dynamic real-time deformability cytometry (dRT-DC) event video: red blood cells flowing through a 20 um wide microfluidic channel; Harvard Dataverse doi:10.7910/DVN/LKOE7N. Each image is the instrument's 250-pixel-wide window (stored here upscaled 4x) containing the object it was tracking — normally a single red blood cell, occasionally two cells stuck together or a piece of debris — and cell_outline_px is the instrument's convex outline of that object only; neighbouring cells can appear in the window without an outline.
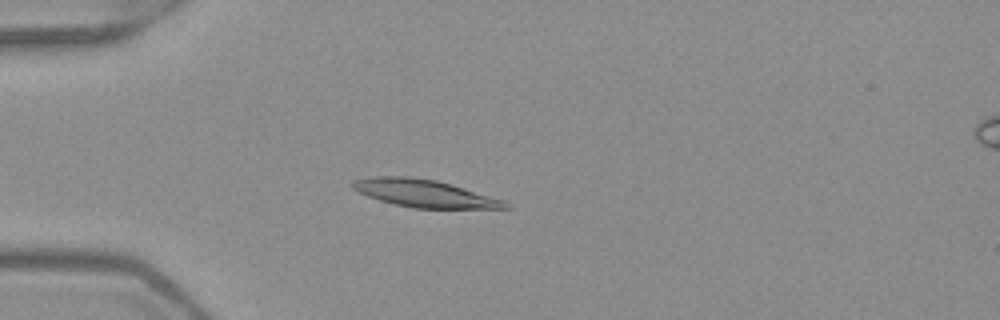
{"species": "Egyptian fruit bat (a non-hibernating species)", "species_latin": "Rousettus aegyptiacus", "temperature_condition": "warm", "stored_images_in_passage": 38, "camera_frame_rate_fps": 3000, "um_per_image_px": 0.085, "frame": {"image": 1, "passage_image": 1, "time_ms": 0.0, "image_size_px": [1000, 320], "cell_outline_px": [[512, 208], [416, 208], [396, 204], [380, 200], [368, 196], [352, 188], [352, 180], [368, 176], [408, 176], [436, 180], [452, 184], [504, 200]], "centroid_in_image_um": [36.05, 16.42], "position_along_channel_um": 48.9, "area_um2": 24.33}}
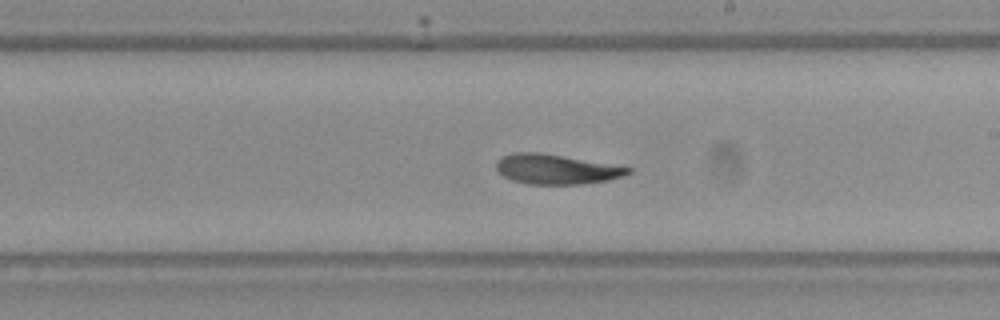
{"frame": {"image": 2, "passage_image": 17, "time_ms": 5.333, "image_size_px": [1000, 320], "cell_outline_px": [[632, 172], [624, 176], [608, 180], [580, 184], [528, 184], [512, 180], [504, 176], [496, 168], [496, 160], [500, 156], [512, 152], [540, 152], [632, 168]], "centroid_in_image_um": [47.23, 14.38], "position_along_channel_um": 241.8, "area_um2": 22.83}}
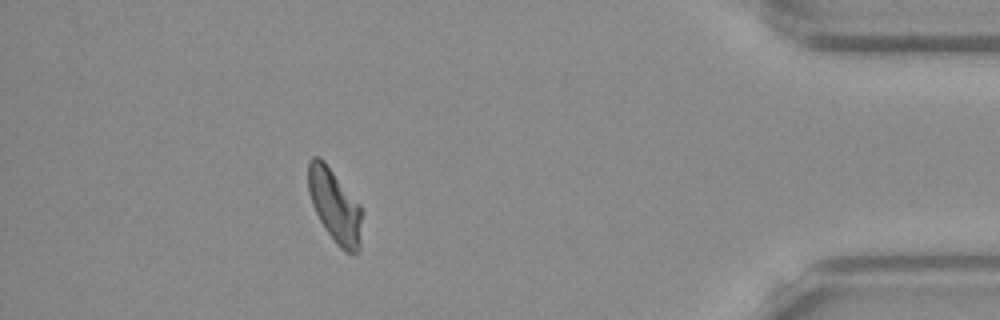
{"frame": {"image": 3, "passage_image": 33, "time_ms": 10.667, "image_size_px": [1000, 320], "cell_outline_px": [[360, 248], [356, 252], [344, 252], [336, 244], [320, 220], [312, 204], [308, 192], [308, 160], [312, 156], [320, 156], [324, 160], [360, 204]], "centroid_in_image_um": [28.42, 17.44], "position_along_channel_um": 406.8, "area_um2": 22.72}, "authors_computed_cell_mechanics": {"area_um2": 23.4668, "velocity_mm_per_s": 3.9554, "shape_relaxation_time_tau1_ms": 4.2482, "shape_relaxation_time_tau2_ms": 3.4616, "deformation_change_tau1": 0.1756, "deformation_change_tau2": 0.1138}}